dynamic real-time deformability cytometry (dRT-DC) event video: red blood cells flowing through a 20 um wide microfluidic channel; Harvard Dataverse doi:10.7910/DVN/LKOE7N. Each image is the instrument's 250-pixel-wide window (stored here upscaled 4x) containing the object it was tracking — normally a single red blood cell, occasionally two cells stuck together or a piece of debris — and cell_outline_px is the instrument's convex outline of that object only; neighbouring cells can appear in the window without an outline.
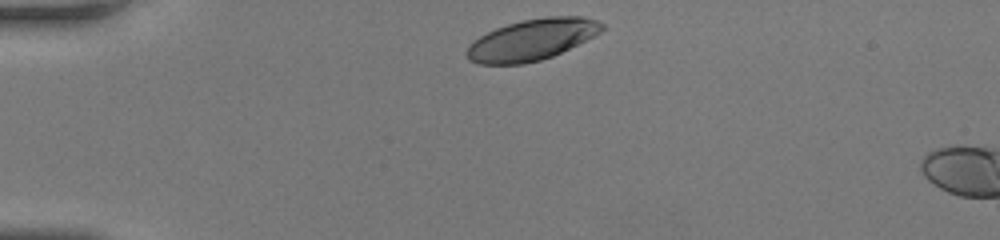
{"species": "human", "species_latin": "Homo sapiens", "temperature_condition": "room temperature", "stored_images_in_passage": 5, "camera_frame_rate_fps": 3000, "um_per_image_px": 0.085, "donor": {"sex": "female"}, "frame": {"image": 1, "passage_image": 1, "time_ms": 0.0, "image_size_px": [1000, 240], "cell_outline_px": [[604, 28], [600, 32], [552, 56], [540, 60], [524, 64], [480, 64], [468, 60], [464, 52], [480, 36], [496, 28], [508, 24], [524, 20], [548, 16], [580, 16], [596, 20], [604, 24]], "centroid_in_image_um": [45.19, 3.38], "position_along_channel_um": 39.8, "area_um2": 31.91}}